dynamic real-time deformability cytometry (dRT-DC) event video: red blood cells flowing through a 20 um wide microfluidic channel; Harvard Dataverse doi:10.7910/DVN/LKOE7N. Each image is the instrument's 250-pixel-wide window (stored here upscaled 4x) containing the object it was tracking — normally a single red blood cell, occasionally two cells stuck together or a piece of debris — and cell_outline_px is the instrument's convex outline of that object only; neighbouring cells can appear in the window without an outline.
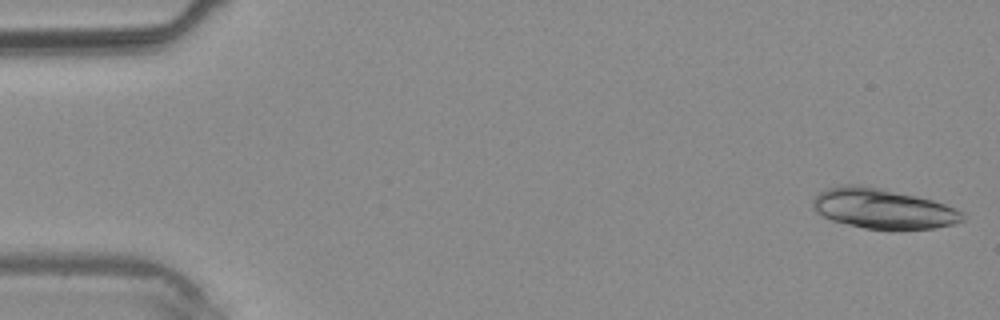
{"species": "common noctule bat (a hibernating species)", "species_latin": "Nyctalus noctula", "temperature_condition": "warm", "stored_images_in_passage": 38, "camera_frame_rate_fps": 3000, "um_per_image_px": 0.085, "animal": {"sex": "male", "body_mass_g": 20.4}, "frame": {"image": 1, "passage_image": 1, "time_ms": 0.0, "image_size_px": [1000, 320], "cell_outline_px": [[964, 220], [952, 224], [936, 228], [896, 232], [888, 232], [864, 228], [832, 220], [816, 212], [812, 208], [812, 200], [824, 188], [844, 184], [856, 184], [880, 188], [916, 196], [932, 200], [956, 208], [964, 212]], "centroid_in_image_um": [75.06, 17.77], "position_along_channel_um": 9.9, "area_um2": 35.72}}